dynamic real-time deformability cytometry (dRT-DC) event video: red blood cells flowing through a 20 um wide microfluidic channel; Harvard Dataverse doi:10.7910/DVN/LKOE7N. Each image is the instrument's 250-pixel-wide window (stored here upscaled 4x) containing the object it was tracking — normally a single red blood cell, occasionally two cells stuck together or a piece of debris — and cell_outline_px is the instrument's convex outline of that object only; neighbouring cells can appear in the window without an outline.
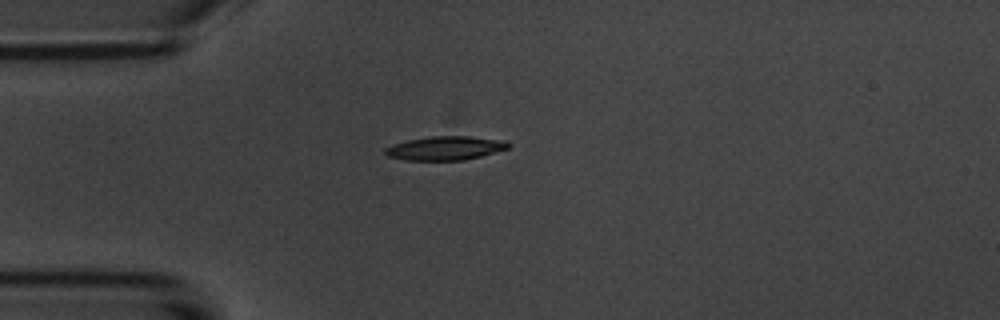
{"species": "common noctule bat (a hibernating species)", "species_latin": "Nyctalus noctula", "temperature_condition": "room temperature", "stored_images_in_passage": 1, "camera_frame_rate_fps": 3000, "um_per_image_px": 0.085, "animal": {"sex": "male", "body_mass_g": 20.1, "forearm_length_mm": 53.5}, "frame": {"image": 1, "passage_image": 1, "time_ms": 0.0, "image_size_px": [1000, 320], "cell_outline_px": [[512, 144], [508, 148], [480, 156], [464, 160], [404, 160], [388, 156], [384, 152], [384, 148], [392, 144], [408, 140], [432, 136], [468, 136], [504, 140]], "centroid_in_image_um": [37.83, 12.59], "position_along_channel_um": 47.2, "area_um2": 17.05}}